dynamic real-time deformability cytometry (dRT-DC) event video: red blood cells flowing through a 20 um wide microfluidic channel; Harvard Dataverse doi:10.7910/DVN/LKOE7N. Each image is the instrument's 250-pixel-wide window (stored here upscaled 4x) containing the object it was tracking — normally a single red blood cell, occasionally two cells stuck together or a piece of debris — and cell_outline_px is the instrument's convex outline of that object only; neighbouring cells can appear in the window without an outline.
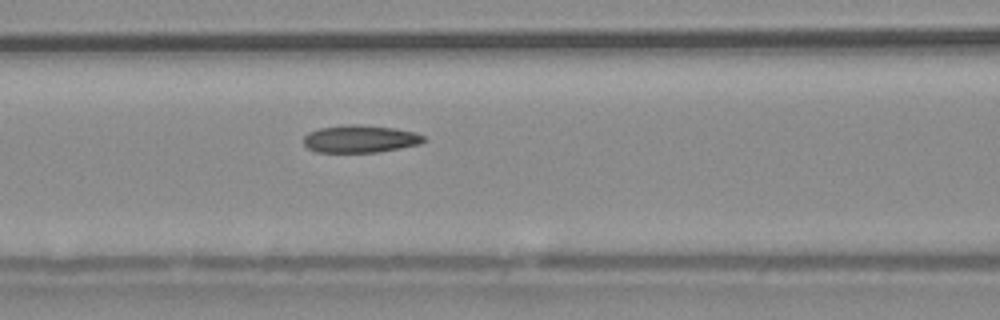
{"species": "common noctule bat (a hibernating species)", "species_latin": "Nyctalus noctula", "temperature_condition": "warm", "stored_images_in_passage": 37, "camera_frame_rate_fps": 3000, "um_per_image_px": 0.085, "animal": {"sex": "male", "body_mass_g": 20.4}, "frame": {"image": 1, "passage_image": 6, "time_ms": 1.667, "image_size_px": [1000, 320], "cell_outline_px": [[424, 140], [420, 144], [376, 152], [316, 152], [308, 148], [304, 144], [304, 136], [308, 132], [320, 128], [348, 124], [360, 124], [396, 128], [416, 132], [424, 136]], "centroid_in_image_um": [30.6, 11.79], "position_along_channel_um": 136.0, "area_um2": 19.25}}